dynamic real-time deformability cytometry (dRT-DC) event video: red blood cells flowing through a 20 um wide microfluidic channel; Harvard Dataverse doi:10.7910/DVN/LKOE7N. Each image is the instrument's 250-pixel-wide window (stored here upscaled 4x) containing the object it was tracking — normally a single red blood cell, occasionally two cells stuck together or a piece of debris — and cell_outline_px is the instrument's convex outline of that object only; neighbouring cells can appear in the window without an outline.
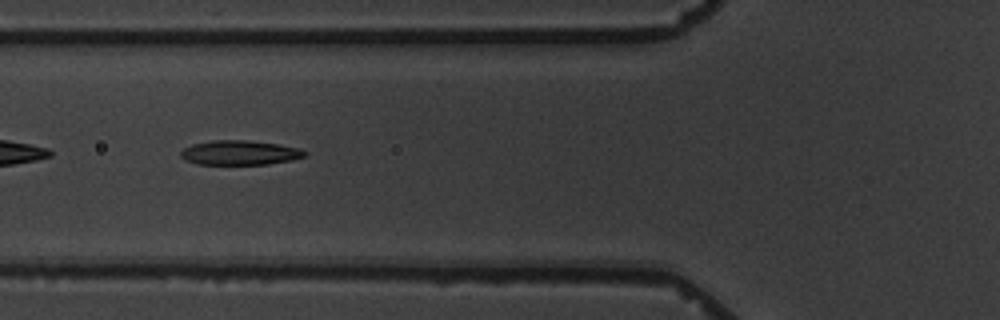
{"species": "common noctule bat (a hibernating species)", "species_latin": "Nyctalus noctula", "temperature_condition": "warm", "stored_images_in_passage": 9, "camera_frame_rate_fps": 3000, "um_per_image_px": 0.085, "animal": {"sex": "male", "body_mass_g": 19.5, "forearm_length_mm": 54.6}, "frame": {"image": 1, "passage_image": 4, "time_ms": 3.333, "image_size_px": [1000, 320], "cell_outline_px": [[308, 156], [292, 160], [268, 164], [196, 164], [184, 160], [180, 156], [180, 152], [184, 148], [192, 144], [212, 140], [248, 140], [276, 144], [300, 148], [308, 152]], "centroid_in_image_um": [20.39, 12.98], "position_along_channel_um": 105.4, "area_um2": 17.86}}
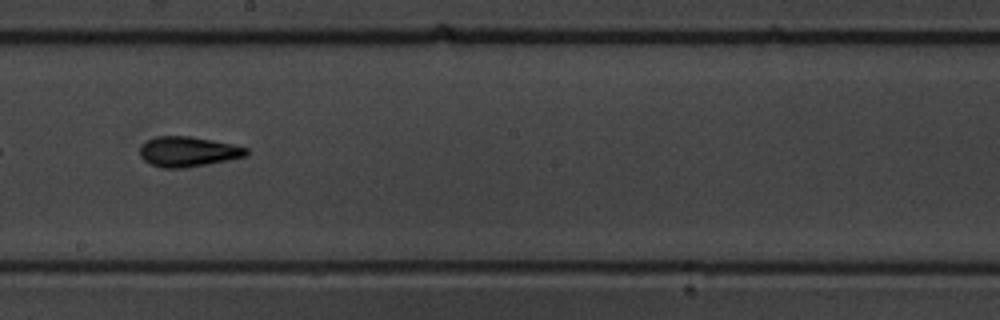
{"frame": {"image": 2, "passage_image": 7, "time_ms": 7.0, "image_size_px": [1000, 320], "cell_outline_px": [[248, 156], [208, 164], [184, 168], [160, 168], [144, 160], [140, 156], [140, 148], [148, 140], [156, 136], [192, 136], [232, 144], [248, 148]], "centroid_in_image_um": [16.0, 12.89], "position_along_channel_um": 232.2, "area_um2": 18.67}}
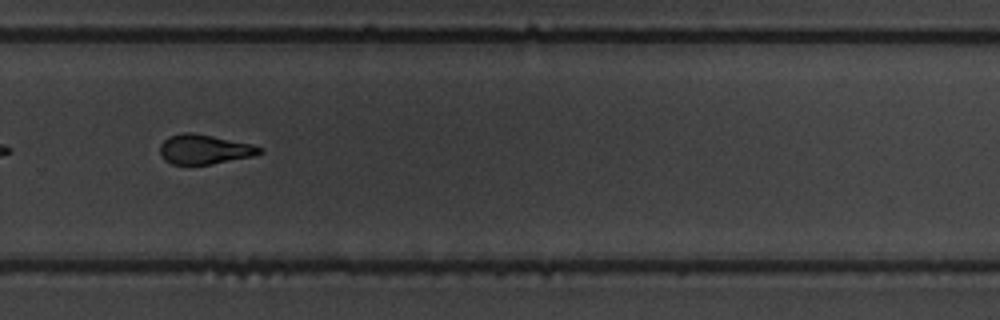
{"frame": {"image": 3, "passage_image": 9, "time_ms": 9.333, "image_size_px": [1000, 320], "cell_outline_px": [[264, 152], [256, 156], [208, 164], [172, 164], [164, 160], [160, 156], [160, 144], [168, 136], [184, 132], [192, 132], [252, 144], [264, 148]], "centroid_in_image_um": [17.38, 12.69], "position_along_channel_um": 312.4, "area_um2": 17.28}}